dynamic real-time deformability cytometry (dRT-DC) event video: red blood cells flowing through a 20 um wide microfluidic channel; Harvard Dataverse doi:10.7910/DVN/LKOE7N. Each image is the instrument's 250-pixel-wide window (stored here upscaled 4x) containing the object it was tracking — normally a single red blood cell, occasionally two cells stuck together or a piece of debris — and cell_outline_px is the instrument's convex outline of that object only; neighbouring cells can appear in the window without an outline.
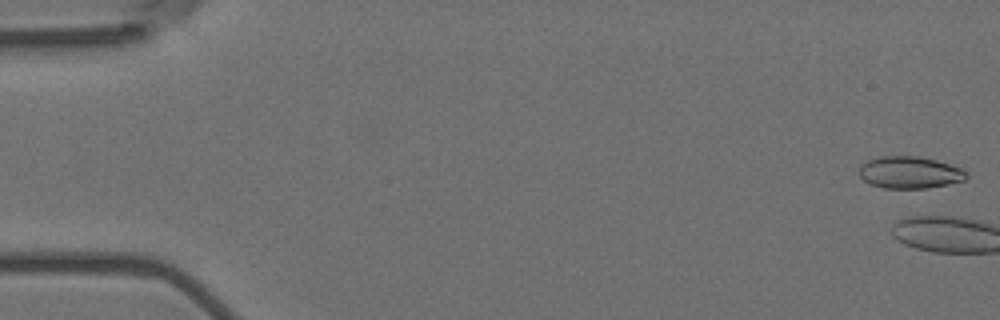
{"species": "Egyptian fruit bat (a non-hibernating species)", "species_latin": "Rousettus aegyptiacus", "temperature_condition": "room temperature", "stored_images_in_passage": 6, "camera_frame_rate_fps": 3000, "um_per_image_px": 0.085, "animal": {"sex": "female"}, "frame": {"image": 1, "passage_image": 1, "time_ms": 0.0, "image_size_px": [1000, 320], "cell_outline_px": [[968, 176], [964, 180], [948, 184], [928, 188], [884, 188], [872, 184], [864, 180], [860, 176], [860, 164], [876, 156], [920, 156], [936, 160], [964, 168], [968, 172]], "centroid_in_image_um": [77.36, 14.64], "position_along_channel_um": 7.6, "area_um2": 20.17}}